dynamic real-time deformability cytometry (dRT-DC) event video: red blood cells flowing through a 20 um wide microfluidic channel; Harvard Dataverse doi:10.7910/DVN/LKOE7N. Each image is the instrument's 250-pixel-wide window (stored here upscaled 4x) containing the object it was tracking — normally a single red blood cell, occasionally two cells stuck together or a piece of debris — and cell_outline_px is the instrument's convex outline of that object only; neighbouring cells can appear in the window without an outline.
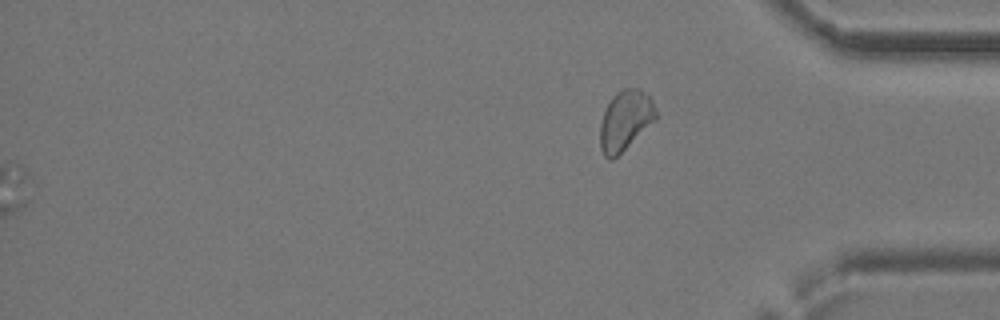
{"species": "common noctule bat (a hibernating species)", "species_latin": "Nyctalus noctula", "temperature_condition": "cold", "stored_images_in_passage": 37, "segment_of_instrument_passage": [2, 2], "camera_frame_rate_fps": 3000, "um_per_image_px": 0.085, "animal": {"sex": "female", "body_mass_g": 24.6, "forearm_length_mm": 56.2}, "frame": {"image": 1, "passage_image": 37, "time_ms": 12.0, "image_size_px": [1000, 320], "cell_outline_px": [[656, 120], [612, 160], [608, 160], [604, 156], [600, 148], [600, 124], [604, 112], [612, 96], [616, 92], [624, 88], [640, 88], [652, 100], [656, 108]], "centroid_in_image_um": [53.14, 10.23], "position_along_channel_um": 382.1, "area_um2": 19.42}}